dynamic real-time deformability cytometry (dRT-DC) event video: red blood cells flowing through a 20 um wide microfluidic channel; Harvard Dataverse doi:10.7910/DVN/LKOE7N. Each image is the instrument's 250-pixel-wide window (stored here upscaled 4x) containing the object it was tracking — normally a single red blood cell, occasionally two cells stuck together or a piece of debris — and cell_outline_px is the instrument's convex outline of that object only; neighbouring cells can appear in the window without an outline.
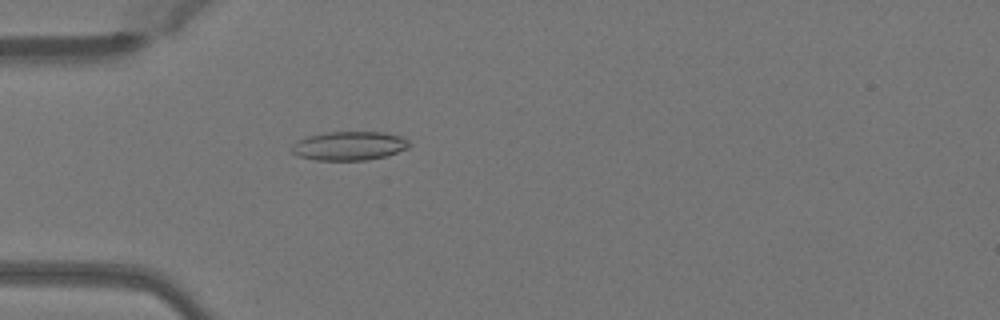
{"species": "Egyptian fruit bat (a non-hibernating species)", "species_latin": "Rousettus aegyptiacus", "temperature_condition": "warm", "stored_images_in_passage": 49, "camera_frame_rate_fps": 3000, "um_per_image_px": 0.085, "animal": {"sex": "female"}, "frame": {"image": 1, "passage_image": 14, "time_ms": 4.333, "image_size_px": [1000, 320], "cell_outline_px": [[412, 144], [408, 148], [388, 156], [364, 160], [316, 160], [300, 156], [292, 152], [292, 144], [308, 136], [328, 132], [384, 132], [400, 136], [408, 140]], "centroid_in_image_um": [29.74, 12.4], "position_along_channel_um": 55.3, "area_um2": 19.71}}
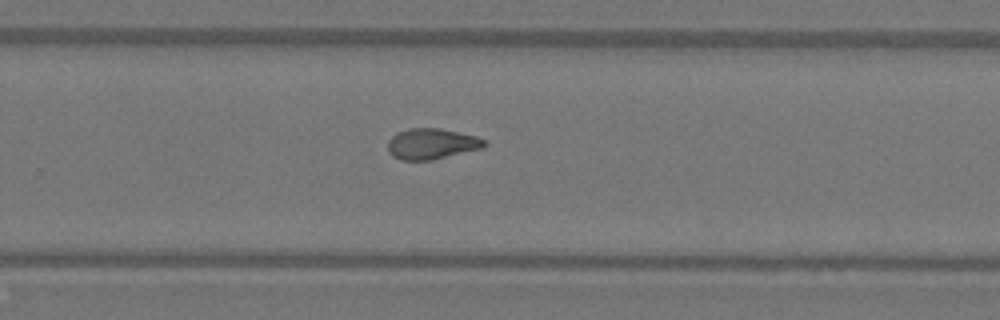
{"frame": {"image": 2, "passage_image": 32, "time_ms": 10.333, "image_size_px": [1000, 320], "cell_outline_px": [[488, 144], [484, 148], [432, 160], [400, 160], [392, 156], [388, 152], [388, 140], [396, 132], [408, 128], [440, 128], [476, 136], [484, 140]], "centroid_in_image_um": [36.68, 12.23], "position_along_channel_um": 293.1, "area_um2": 17.51}}
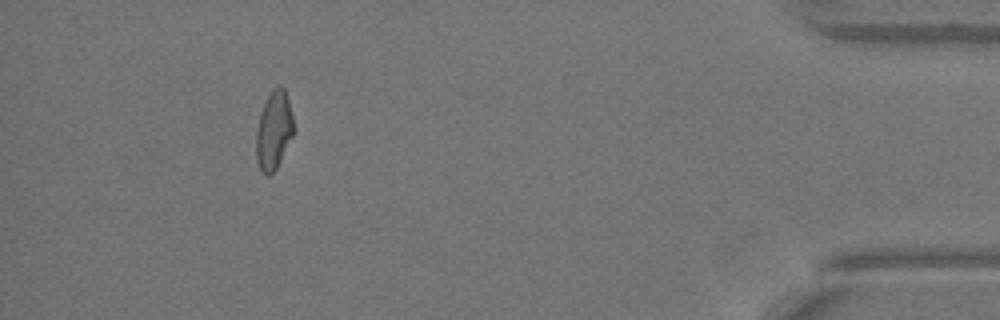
{"frame": {"image": 3, "passage_image": 45, "time_ms": 14.667, "image_size_px": [1000, 320], "cell_outline_px": [[292, 136], [276, 168], [268, 176], [260, 168], [256, 160], [256, 132], [260, 112], [272, 88], [280, 84], [284, 88], [288, 100], [292, 116]], "centroid_in_image_um": [23.25, 11.05], "position_along_channel_um": 412.0, "area_um2": 16.7}, "authors_computed_cell_mechanics": {"area_um2": 17.5712, "velocity_mm_per_s": 4.0893, "shape_relaxation_time_tau1_ms": null, "shape_relaxation_time_tau2_ms": 2.7107, "deformation_change_tau1": null, "deformation_change_tau2": 0.0954}}